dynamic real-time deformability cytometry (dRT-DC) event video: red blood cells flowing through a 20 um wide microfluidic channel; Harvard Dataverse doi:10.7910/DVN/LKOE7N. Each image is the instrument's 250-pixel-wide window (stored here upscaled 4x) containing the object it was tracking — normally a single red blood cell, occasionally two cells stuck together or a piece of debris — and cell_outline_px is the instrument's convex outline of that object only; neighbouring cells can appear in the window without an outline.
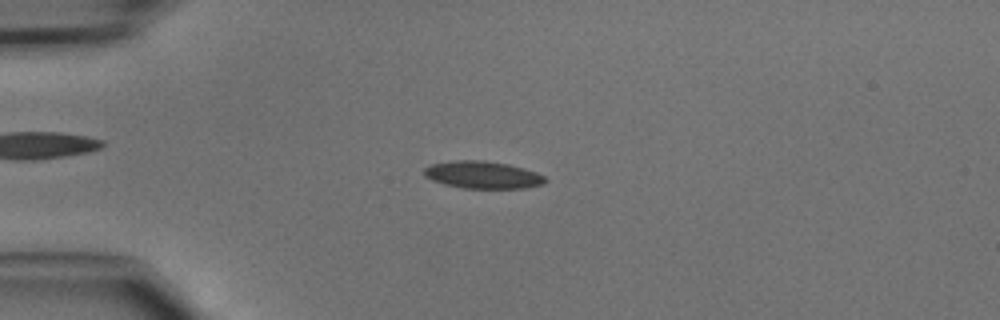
{"species": "common noctule bat (a hibernating species)", "species_latin": "Nyctalus noctula", "temperature_condition": "cold", "stored_images_in_passage": 45, "camera_frame_rate_fps": 3000, "um_per_image_px": 0.085, "animal": {"sex": "male", "body_mass_g": 15.6}, "frame": {"image": 1, "passage_image": 10, "time_ms": 3.0, "image_size_px": [1000, 320], "cell_outline_px": [[548, 180], [544, 184], [524, 188], [464, 188], [444, 184], [432, 180], [424, 176], [424, 168], [432, 164], [456, 160], [484, 160], [508, 164], [524, 168], [536, 172], [544, 176]], "centroid_in_image_um": [41.05, 14.86], "position_along_channel_um": 44.0, "area_um2": 19.31}}
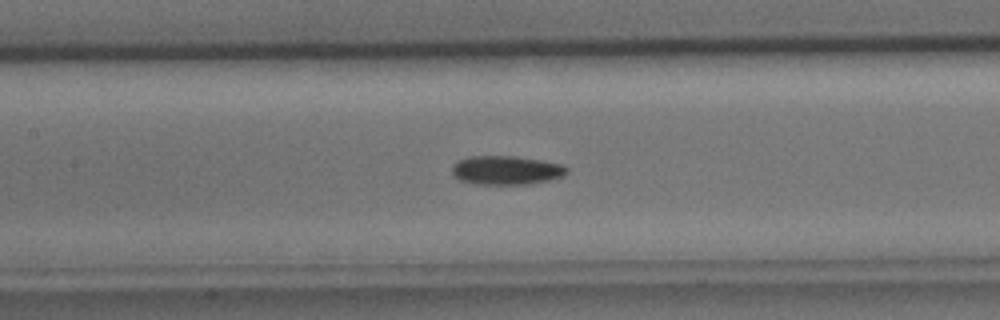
{"frame": {"image": 2, "passage_image": 20, "time_ms": 6.333, "image_size_px": [1000, 320], "cell_outline_px": [[568, 172], [552, 180], [528, 184], [476, 184], [460, 180], [452, 172], [452, 168], [456, 160], [468, 156], [516, 156], [564, 164], [568, 168]], "centroid_in_image_um": [43.04, 14.46], "position_along_channel_um": 164.4, "area_um2": 19.42}}
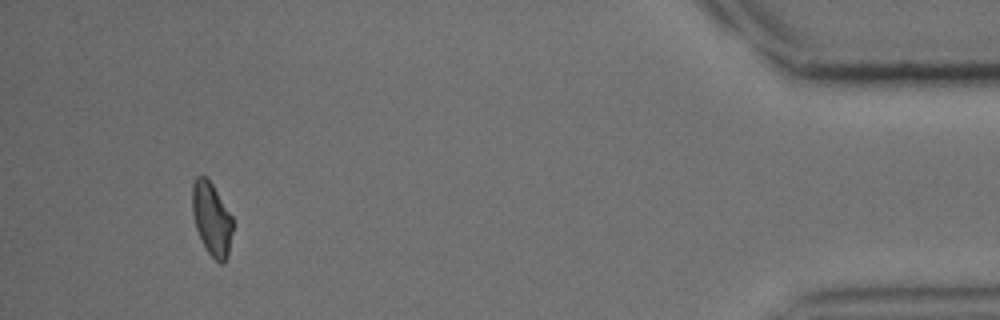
{"frame": {"image": 3, "passage_image": 42, "time_ms": 13.667, "image_size_px": [1000, 320], "cell_outline_px": [[232, 232], [228, 256], [224, 264], [220, 264], [208, 252], [196, 228], [192, 212], [192, 184], [196, 176], [208, 176], [232, 216]], "centroid_in_image_um": [17.99, 18.57], "position_along_channel_um": 417.2, "area_um2": 17.28}}